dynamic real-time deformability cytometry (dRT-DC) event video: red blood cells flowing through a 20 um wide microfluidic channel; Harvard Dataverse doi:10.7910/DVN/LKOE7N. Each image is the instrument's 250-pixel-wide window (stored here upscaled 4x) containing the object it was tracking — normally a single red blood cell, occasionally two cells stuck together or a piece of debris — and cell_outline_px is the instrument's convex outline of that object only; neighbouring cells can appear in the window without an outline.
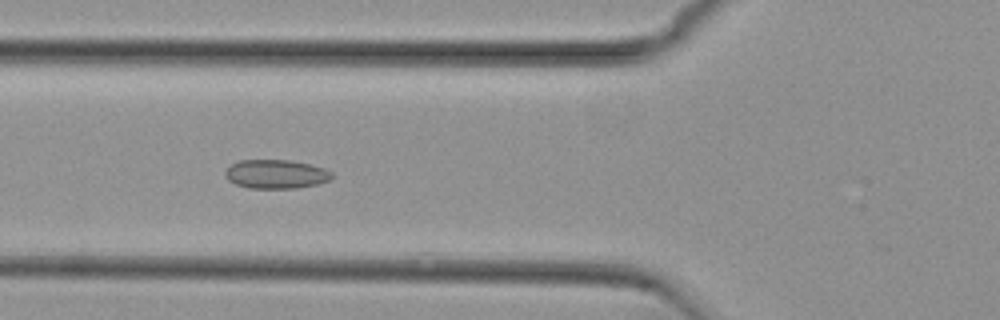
{"species": "common noctule bat (a hibernating species)", "species_latin": "Nyctalus noctula", "temperature_condition": "cold", "stored_images_in_passage": 55, "camera_frame_rate_fps": 3000, "um_per_image_px": 0.085, "animal": {"sex": "female", "body_mass_g": 29.2, "forearm_length_mm": 56.3}, "frame": {"image": 1, "passage_image": 20, "time_ms": 6.333, "image_size_px": [1000, 320], "cell_outline_px": [[332, 176], [328, 180], [316, 184], [296, 188], [248, 188], [236, 184], [228, 180], [224, 176], [224, 172], [232, 164], [240, 160], [292, 160], [324, 168], [332, 172]], "centroid_in_image_um": [23.43, 14.8], "position_along_channel_um": 102.4, "area_um2": 17.86}}
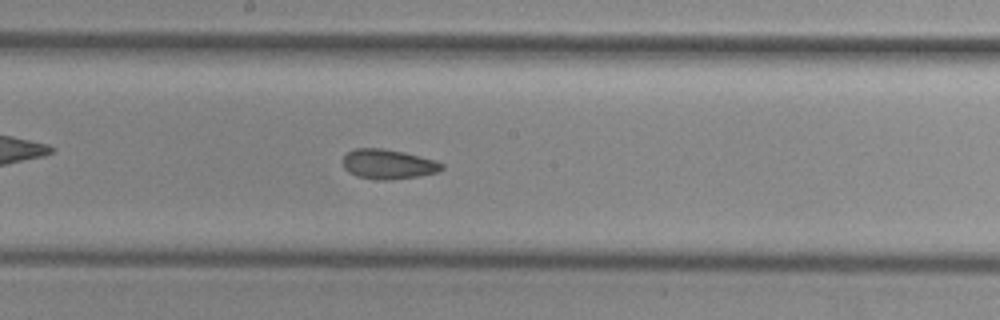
{"frame": {"image": 2, "passage_image": 29, "time_ms": 9.333, "image_size_px": [1000, 320], "cell_outline_px": [[444, 168], [440, 172], [420, 176], [392, 180], [376, 180], [356, 176], [348, 172], [344, 168], [344, 156], [348, 152], [356, 148], [380, 148], [404, 152], [436, 160], [444, 164]], "centroid_in_image_um": [33.03, 13.97], "position_along_channel_um": 215.2, "area_um2": 17.34}}
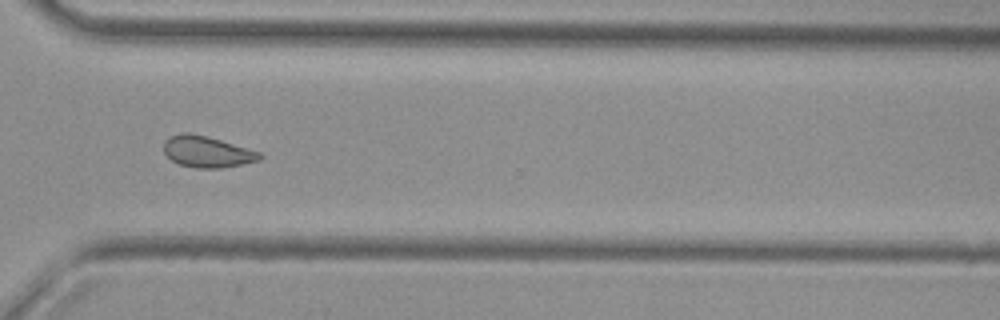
{"frame": {"image": 3, "passage_image": 40, "time_ms": 13.0, "image_size_px": [1000, 320], "cell_outline_px": [[264, 156], [260, 160], [224, 168], [196, 168], [180, 164], [172, 160], [164, 152], [164, 140], [168, 136], [180, 132], [188, 132], [208, 136], [260, 152]], "centroid_in_image_um": [17.59, 12.88], "position_along_channel_um": 353.0, "area_um2": 17.63}, "authors_computed_cell_mechanics": {"area_um2": 18.207, "velocity_mm_per_s": 3.7545, "shape_relaxation_time_tau1_ms": null, "shape_relaxation_time_tau2_ms": 2.4443, "deformation_change_tau1": null, "deformation_change_tau2": 0.0718}}